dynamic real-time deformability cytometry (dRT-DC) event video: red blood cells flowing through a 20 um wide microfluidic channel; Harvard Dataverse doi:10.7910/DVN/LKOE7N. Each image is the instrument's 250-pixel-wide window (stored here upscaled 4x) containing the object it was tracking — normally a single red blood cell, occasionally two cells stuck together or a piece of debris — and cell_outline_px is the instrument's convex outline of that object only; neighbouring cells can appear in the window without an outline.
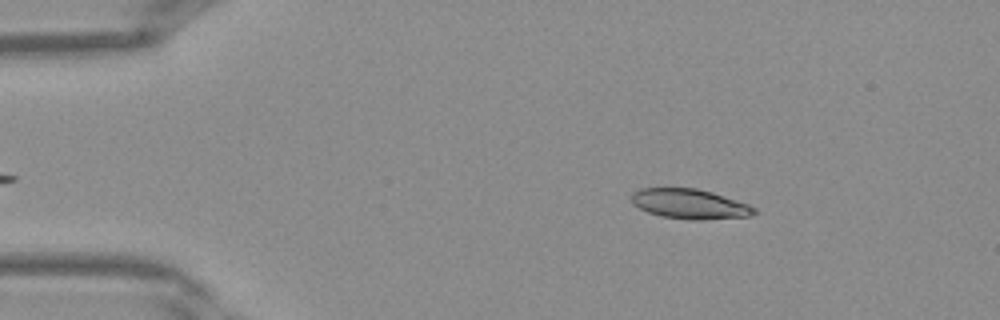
{"species": "Egyptian fruit bat (a non-hibernating species)", "species_latin": "Rousettus aegyptiacus", "temperature_condition": "warm", "stored_images_in_passage": 39, "camera_frame_rate_fps": 3000, "um_per_image_px": 0.085, "frame": {"image": 1, "passage_image": 5, "time_ms": 1.333, "image_size_px": [1000, 320], "cell_outline_px": [[756, 212], [752, 216], [704, 220], [688, 220], [660, 216], [648, 212], [632, 204], [632, 192], [640, 188], [696, 188], [712, 192], [748, 204], [756, 208]], "centroid_in_image_um": [58.63, 17.34], "position_along_channel_um": 26.4, "area_um2": 21.5}}
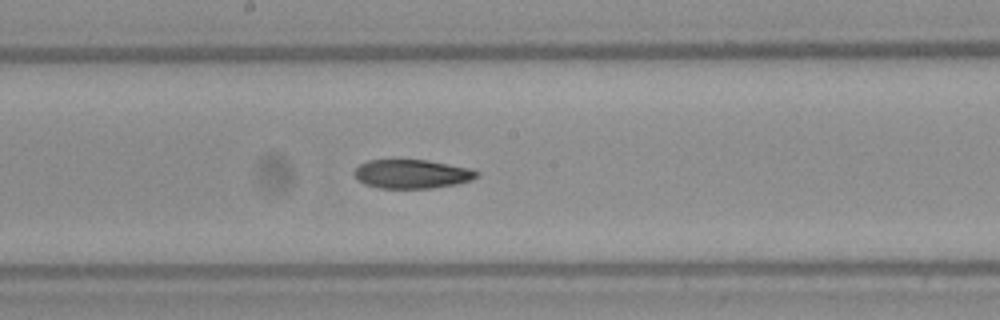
{"frame": {"image": 2, "passage_image": 20, "time_ms": 6.333, "image_size_px": [1000, 320], "cell_outline_px": [[480, 172], [472, 180], [456, 184], [432, 188], [376, 188], [364, 184], [356, 180], [352, 172], [360, 164], [368, 160], [428, 160], [468, 168]], "centroid_in_image_um": [34.96, 14.79], "position_along_channel_um": 213.2, "area_um2": 20.69}}
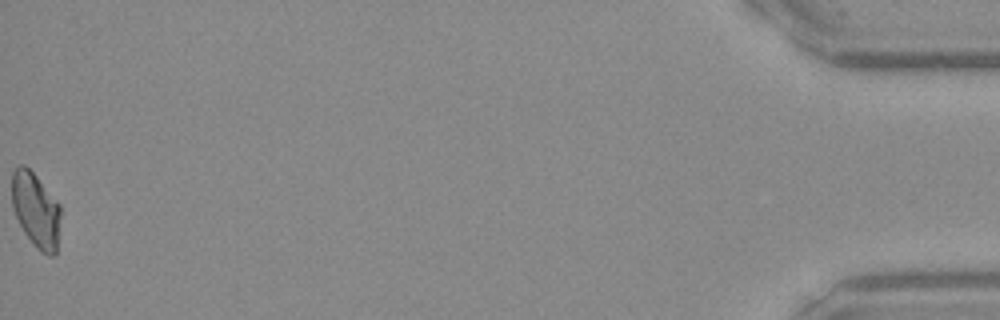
{"frame": {"image": 3, "passage_image": 39, "time_ms": 12.667, "image_size_px": [1000, 320], "cell_outline_px": [[60, 216], [56, 252], [52, 256], [48, 256], [40, 252], [36, 248], [24, 232], [12, 208], [12, 172], [20, 164], [24, 164], [36, 176], [60, 204]], "centroid_in_image_um": [3.04, 17.86], "position_along_channel_um": 432.2, "area_um2": 21.15}}